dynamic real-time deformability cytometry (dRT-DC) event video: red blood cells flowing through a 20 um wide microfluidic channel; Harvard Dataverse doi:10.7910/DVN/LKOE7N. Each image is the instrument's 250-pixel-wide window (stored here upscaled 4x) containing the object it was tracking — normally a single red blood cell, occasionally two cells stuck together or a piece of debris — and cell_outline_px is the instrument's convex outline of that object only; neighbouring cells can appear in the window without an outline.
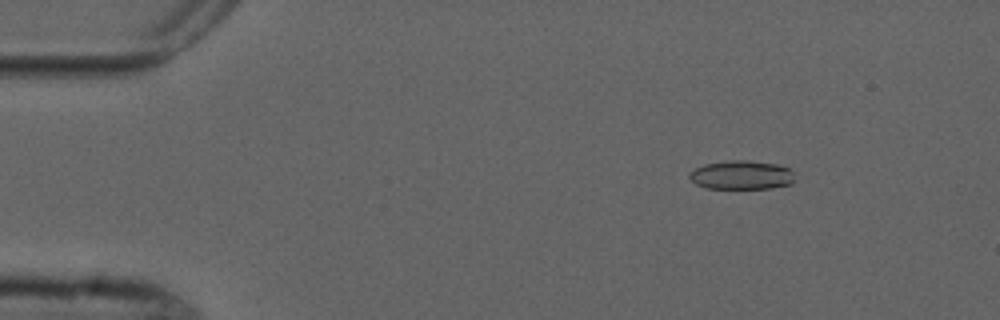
{"species": "common noctule bat (a hibernating species)", "species_latin": "Nyctalus noctula", "temperature_condition": "cold", "stored_images_in_passage": 5, "camera_frame_rate_fps": 3000, "um_per_image_px": 0.085, "animal": {"sex": "male", "forearm_length_mm": 52.5}, "frame": {"image": 1, "passage_image": 3, "time_ms": 2.333, "image_size_px": [1000, 320], "cell_outline_px": [[792, 184], [772, 188], [708, 188], [696, 184], [688, 176], [688, 172], [704, 164], [728, 160], [748, 160], [776, 164], [788, 168], [792, 172]], "centroid_in_image_um": [63.0, 14.87], "position_along_channel_um": 22.0, "area_um2": 17.63}}